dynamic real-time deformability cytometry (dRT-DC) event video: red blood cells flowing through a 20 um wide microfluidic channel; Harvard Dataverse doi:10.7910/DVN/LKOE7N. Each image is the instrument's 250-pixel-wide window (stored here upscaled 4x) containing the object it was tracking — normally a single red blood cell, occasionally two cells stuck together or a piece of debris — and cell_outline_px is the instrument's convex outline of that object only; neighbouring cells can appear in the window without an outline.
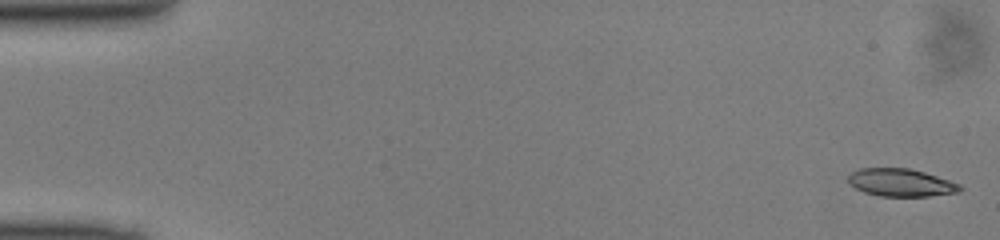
{"species": "common noctule bat (a hibernating species)", "species_latin": "Nyctalus noctula", "temperature_condition": "cold", "stored_images_in_passage": 49, "camera_frame_rate_fps": 3000, "um_per_image_px": 0.085, "animal": {"sex": "male", "body_mass_g": 13.0, "forearm_length_mm": 53.1}, "frame": {"image": 1, "passage_image": 1, "time_ms": 0.0, "image_size_px": [1000, 240], "cell_outline_px": [[964, 188], [960, 192], [928, 196], [880, 196], [864, 192], [856, 188], [848, 180], [848, 176], [852, 172], [860, 168], [908, 168], [924, 172], [960, 184]], "centroid_in_image_um": [76.6, 15.52], "position_along_channel_um": 8.4, "area_um2": 17.92}}
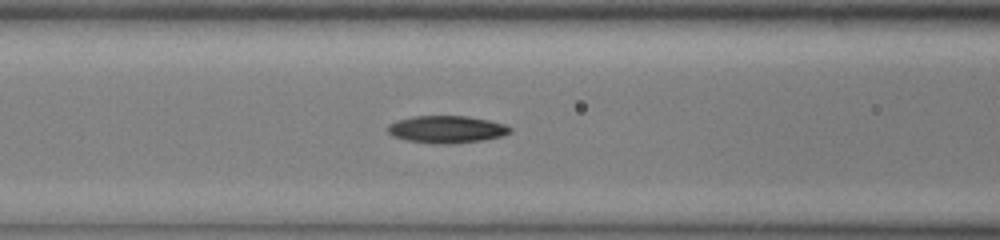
{"frame": {"image": 2, "passage_image": 20, "time_ms": 6.333, "image_size_px": [1000, 240], "cell_outline_px": [[512, 132], [500, 136], [484, 140], [448, 144], [432, 144], [404, 140], [392, 136], [388, 132], [388, 124], [396, 120], [412, 116], [468, 116], [488, 120], [504, 124], [512, 128]], "centroid_in_image_um": [37.93, 11.0], "position_along_channel_um": 128.7, "area_um2": 19.65}}
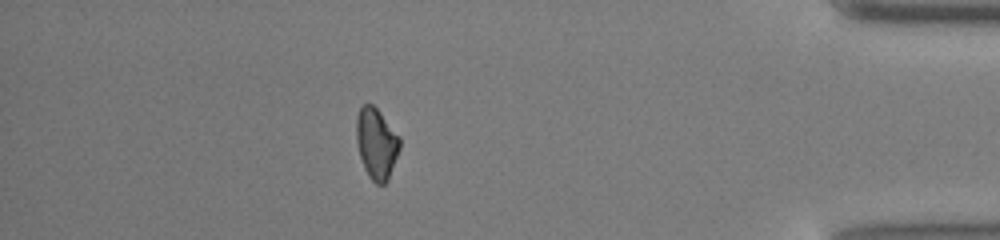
{"frame": {"image": 3, "passage_image": 43, "time_ms": 14.0, "image_size_px": [1000, 240], "cell_outline_px": [[400, 148], [388, 180], [384, 184], [376, 184], [368, 176], [364, 168], [360, 156], [356, 140], [356, 116], [360, 108], [364, 104], [372, 104], [380, 112], [400, 136]], "centroid_in_image_um": [32.0, 12.2], "position_along_channel_um": 403.2, "area_um2": 17.98}}